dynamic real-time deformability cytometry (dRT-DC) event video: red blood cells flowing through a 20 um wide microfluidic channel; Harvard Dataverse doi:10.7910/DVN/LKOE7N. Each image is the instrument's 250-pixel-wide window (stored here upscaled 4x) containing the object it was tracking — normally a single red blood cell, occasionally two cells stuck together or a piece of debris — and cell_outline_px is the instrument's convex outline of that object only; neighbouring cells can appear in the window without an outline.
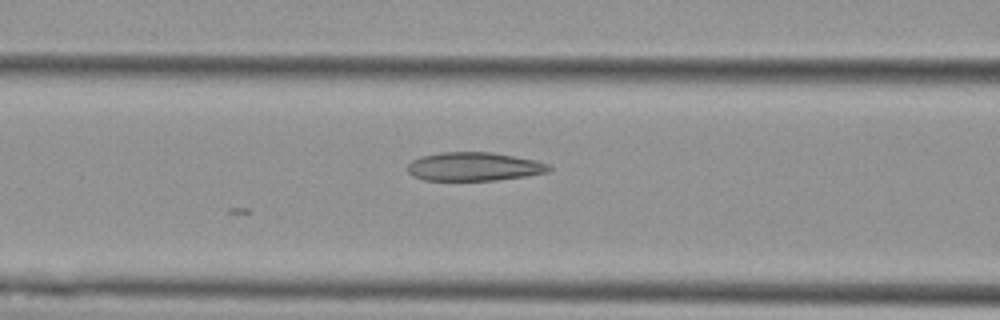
{"species": "Egyptian fruit bat (a non-hibernating species)", "species_latin": "Rousettus aegyptiacus", "temperature_condition": "cold", "stored_images_in_passage": 5, "camera_frame_rate_fps": 3000, "um_per_image_px": 0.085, "animal": {"sex": "female"}, "frame": {"image": 1, "passage_image": 5, "time_ms": 1.333, "image_size_px": [1000, 320], "cell_outline_px": [[552, 168], [548, 172], [524, 176], [496, 180], [424, 180], [412, 176], [408, 172], [408, 164], [412, 160], [420, 156], [440, 152], [492, 152], [536, 160], [548, 164]], "centroid_in_image_um": [40.27, 14.15], "position_along_channel_um": 126.3, "area_um2": 23.58}}